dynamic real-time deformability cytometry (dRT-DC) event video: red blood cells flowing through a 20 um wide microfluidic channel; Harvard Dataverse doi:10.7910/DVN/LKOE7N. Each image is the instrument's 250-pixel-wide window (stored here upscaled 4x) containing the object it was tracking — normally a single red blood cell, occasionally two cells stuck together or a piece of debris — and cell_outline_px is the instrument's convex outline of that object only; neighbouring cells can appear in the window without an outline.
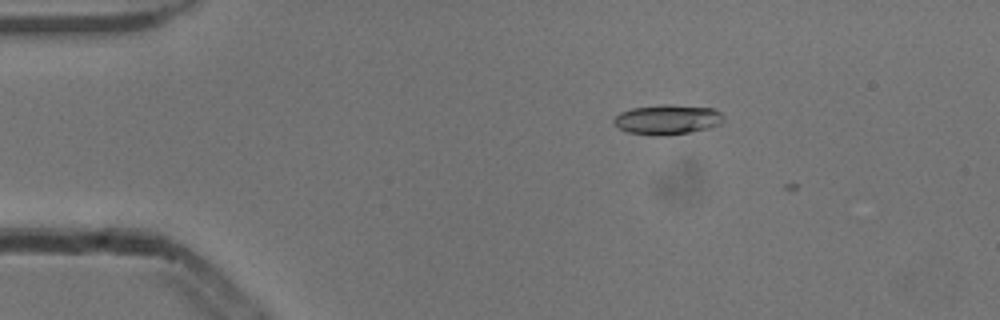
{"species": "common noctule bat (a hibernating species)", "species_latin": "Nyctalus noctula", "temperature_condition": "cold", "stored_images_in_passage": 3, "camera_frame_rate_fps": 3000, "um_per_image_px": 0.085, "animal": {"sex": "male", "body_mass_g": 13.3}, "frame": {"image": 1, "passage_image": 2, "time_ms": 0.333, "image_size_px": [1000, 320], "cell_outline_px": [[724, 120], [720, 124], [708, 128], [692, 132], [664, 136], [656, 136], [628, 132], [620, 128], [612, 120], [620, 112], [632, 108], [660, 104], [672, 104], [712, 108], [720, 112], [724, 116]], "centroid_in_image_um": [56.75, 10.16], "position_along_channel_um": 28.3, "area_um2": 19.25}}